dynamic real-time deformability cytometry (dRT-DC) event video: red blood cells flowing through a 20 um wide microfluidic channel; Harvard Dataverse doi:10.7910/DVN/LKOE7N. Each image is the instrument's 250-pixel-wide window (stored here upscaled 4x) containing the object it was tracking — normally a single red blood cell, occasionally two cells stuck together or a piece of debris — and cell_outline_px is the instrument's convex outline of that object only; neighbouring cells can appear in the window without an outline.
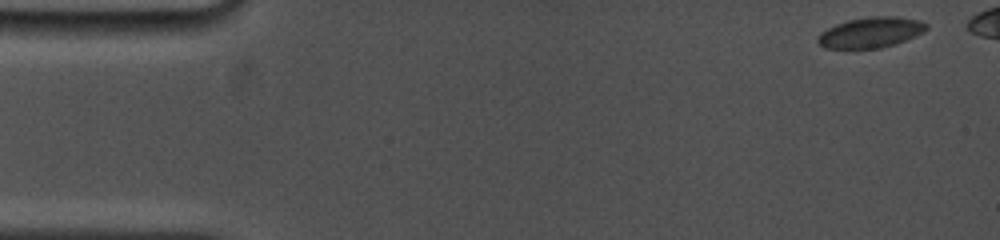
{"species": "common noctule bat (a hibernating species)", "species_latin": "Nyctalus noctula", "temperature_condition": "cold", "stored_images_in_passage": 43, "camera_frame_rate_fps": 5000, "um_per_image_px": 0.085, "animal": {"sex": "female", "body_mass_g": 19.0, "forearm_length_mm": 53.3}, "frame": {"image": 1, "passage_image": 1, "time_ms": 0.0, "image_size_px": [1000, 240], "cell_outline_px": [[928, 28], [924, 32], [916, 36], [880, 48], [824, 48], [816, 40], [820, 32], [836, 24], [848, 20], [868, 16], [896, 16], [920, 20], [928, 24]], "centroid_in_image_um": [74.02, 2.74], "position_along_channel_um": 11.0, "area_um2": 19.31}}
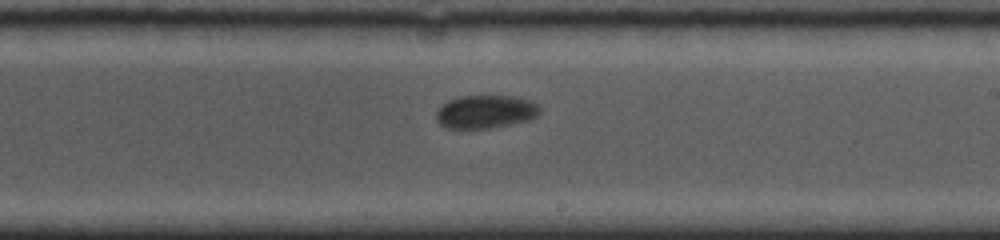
{"frame": {"image": 2, "passage_image": 28, "time_ms": 9.6, "image_size_px": [1000, 240], "cell_outline_px": [[540, 112], [536, 116], [528, 120], [492, 128], [444, 128], [436, 120], [436, 112], [448, 100], [460, 96], [516, 96], [532, 100], [540, 108]], "centroid_in_image_um": [41.28, 9.49], "position_along_channel_um": 247.7, "area_um2": 20.06}}
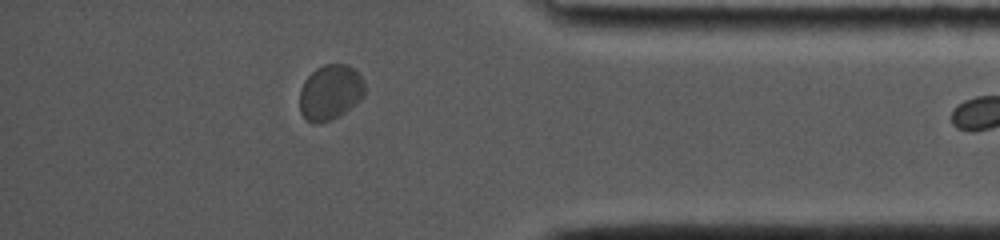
{"frame": {"image": 3, "passage_image": 42, "time_ms": 14.2, "image_size_px": [1000, 240], "cell_outline_px": [[364, 96], [356, 104], [344, 112], [328, 120], [316, 124], [308, 120], [300, 112], [300, 88], [304, 80], [316, 68], [324, 64], [348, 64], [364, 80]], "centroid_in_image_um": [28.06, 7.83], "position_along_channel_um": 407.1, "area_um2": 20.81}}